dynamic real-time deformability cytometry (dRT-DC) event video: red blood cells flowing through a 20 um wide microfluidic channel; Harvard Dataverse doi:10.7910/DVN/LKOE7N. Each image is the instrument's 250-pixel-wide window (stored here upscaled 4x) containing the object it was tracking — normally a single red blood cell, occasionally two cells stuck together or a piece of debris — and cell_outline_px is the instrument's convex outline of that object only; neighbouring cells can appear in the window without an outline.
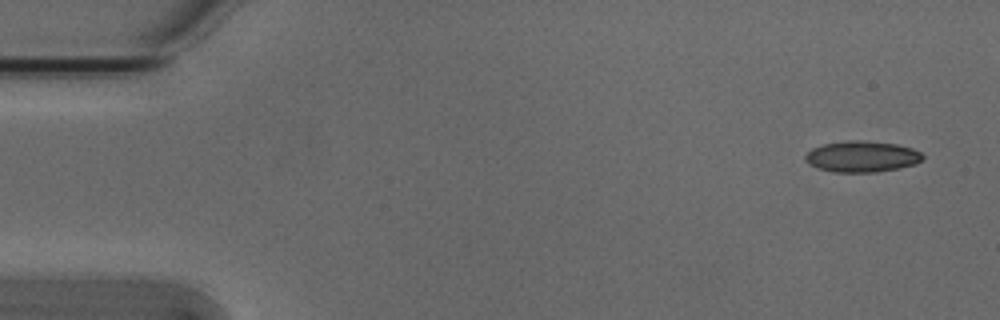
{"species": "Egyptian fruit bat (a non-hibernating species)", "species_latin": "Rousettus aegyptiacus", "temperature_condition": "cold", "stored_images_in_passage": 5, "segment_of_instrument_passage": [1, 2], "camera_frame_rate_fps": 3000, "um_per_image_px": 0.085, "animal": {"sex": "male"}, "frame": {"image": 1, "passage_image": 1, "time_ms": 0.0, "image_size_px": [1000, 320], "cell_outline_px": [[924, 156], [916, 164], [900, 168], [876, 172], [832, 172], [816, 168], [808, 164], [804, 160], [804, 156], [812, 148], [824, 144], [848, 140], [860, 140], [896, 144], [912, 148], [920, 152]], "centroid_in_image_um": [73.23, 13.31], "position_along_channel_um": 11.8, "area_um2": 21.39}}